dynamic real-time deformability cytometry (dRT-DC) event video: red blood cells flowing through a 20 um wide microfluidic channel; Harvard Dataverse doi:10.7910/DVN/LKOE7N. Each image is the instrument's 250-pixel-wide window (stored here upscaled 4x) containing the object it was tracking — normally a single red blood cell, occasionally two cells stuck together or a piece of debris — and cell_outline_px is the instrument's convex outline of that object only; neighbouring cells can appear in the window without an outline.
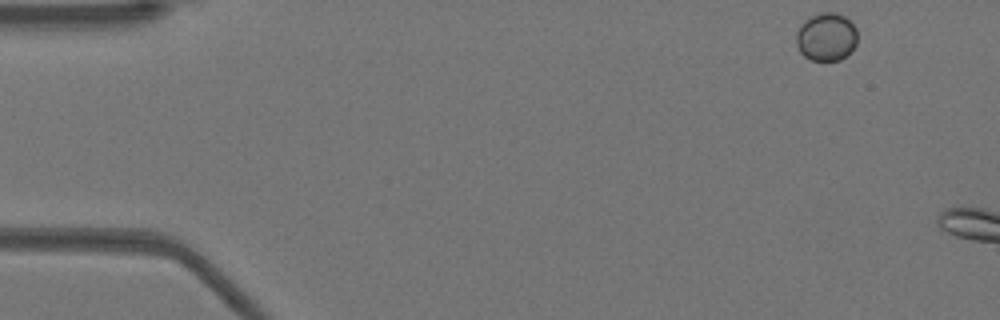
{"species": "Egyptian fruit bat (a non-hibernating species)", "species_latin": "Rousettus aegyptiacus", "temperature_condition": "warm", "stored_images_in_passage": 4, "camera_frame_rate_fps": 3000, "um_per_image_px": 0.085, "animal": {"sex": "female"}, "frame": {"image": 1, "passage_image": 1, "time_ms": 0.0, "image_size_px": [1000, 320], "cell_outline_px": [[856, 44], [840, 60], [812, 60], [804, 56], [800, 52], [796, 44], [796, 32], [800, 24], [804, 20], [820, 12], [836, 12], [844, 16], [856, 28]], "centroid_in_image_um": [70.2, 3.12], "position_along_channel_um": 14.8, "area_um2": 17.05}}